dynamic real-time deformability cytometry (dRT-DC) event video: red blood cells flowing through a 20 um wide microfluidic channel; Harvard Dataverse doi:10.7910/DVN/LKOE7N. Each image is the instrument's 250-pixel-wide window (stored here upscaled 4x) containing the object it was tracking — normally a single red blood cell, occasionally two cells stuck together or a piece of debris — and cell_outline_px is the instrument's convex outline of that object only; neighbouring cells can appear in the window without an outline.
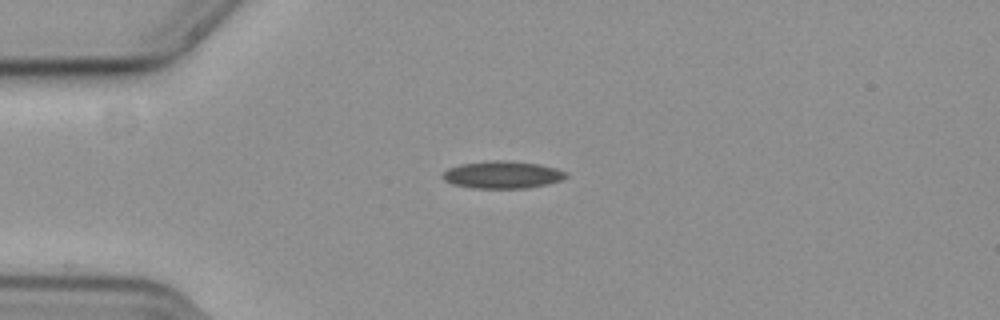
{"species": "common noctule bat (a hibernating species)", "species_latin": "Nyctalus noctula", "temperature_condition": "cold", "stored_images_in_passage": 43, "camera_frame_rate_fps": 3000, "um_per_image_px": 0.085, "animal": {"sex": "female", "body_mass_g": 19.3, "forearm_length_mm": 54.1}, "frame": {"image": 1, "passage_image": 1, "time_ms": 0.0, "image_size_px": [1000, 320], "cell_outline_px": [[568, 176], [560, 180], [528, 188], [472, 188], [452, 184], [444, 180], [440, 176], [448, 168], [460, 164], [488, 160], [508, 160], [540, 164], [556, 168], [568, 172]], "centroid_in_image_um": [42.68, 14.84], "position_along_channel_um": 42.3, "area_um2": 19.83}}
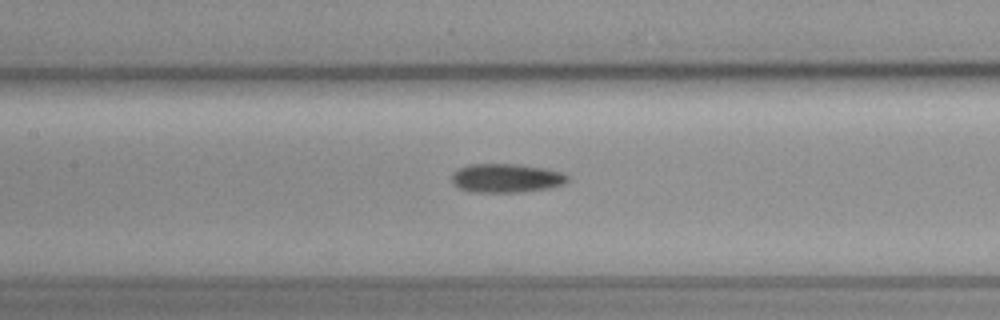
{"frame": {"image": 2, "passage_image": 13, "time_ms": 4.0, "image_size_px": [1000, 320], "cell_outline_px": [[568, 180], [564, 184], [548, 188], [524, 192], [468, 192], [460, 188], [452, 180], [452, 176], [460, 168], [468, 164], [520, 164], [548, 168], [564, 172], [568, 176]], "centroid_in_image_um": [43.1, 15.13], "position_along_channel_um": 164.3, "area_um2": 19.59}}
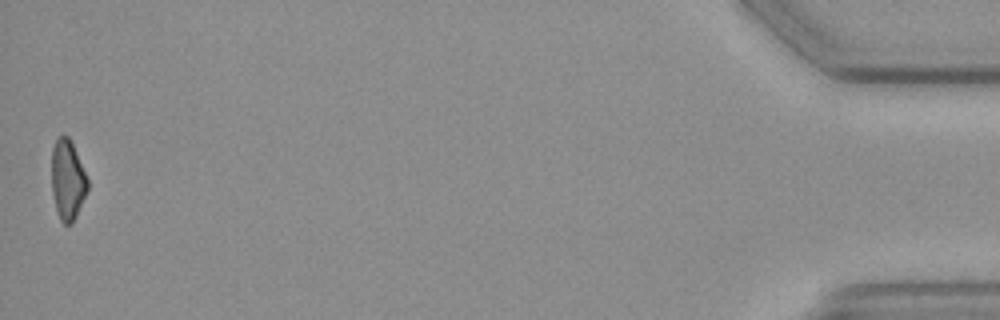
{"frame": {"image": 3, "passage_image": 43, "time_ms": 14.0, "image_size_px": [1000, 320], "cell_outline_px": [[88, 188], [76, 216], [72, 224], [64, 224], [60, 220], [56, 208], [52, 192], [52, 148], [56, 140], [60, 136], [68, 136], [72, 144], [88, 180]], "centroid_in_image_um": [5.73, 15.32], "position_along_channel_um": 429.5, "area_um2": 16.42}, "authors_computed_cell_mechanics": {"area_um2": 18.6694, "velocity_mm_per_s": 3.6721, "shape_relaxation_time_tau1_ms": 5.3081, "shape_relaxation_time_tau2_ms": 7.6147, "deformation_change_tau1": 0.1338, "deformation_change_tau2": 0.1725}}